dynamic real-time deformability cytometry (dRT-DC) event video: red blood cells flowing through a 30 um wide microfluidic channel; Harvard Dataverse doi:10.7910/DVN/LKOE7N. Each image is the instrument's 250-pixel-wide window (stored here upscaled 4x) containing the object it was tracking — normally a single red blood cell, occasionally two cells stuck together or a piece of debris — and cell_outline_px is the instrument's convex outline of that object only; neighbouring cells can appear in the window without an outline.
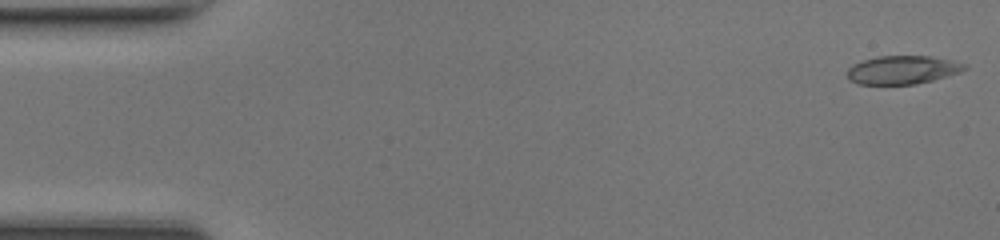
{"species": "common noctule bat (a hibernating species)", "species_latin": "Nyctalus noctula", "temperature_condition": "room temperature", "stored_images_in_passage": 48, "segment_of_instrument_passage": [1, 2], "camera_frame_rate_fps": 3000, "um_per_image_px": 0.085, "animal": {"sex": "female", "body_mass_g": 17.0, "forearm_length_mm": 48.0}, "frame": {"image": 1, "passage_image": 1, "time_ms": 0.0, "image_size_px": [1000, 240], "cell_outline_px": [[968, 68], [960, 72], [932, 80], [916, 84], [860, 84], [848, 80], [848, 68], [852, 64], [876, 56], [928, 56], [968, 64]], "centroid_in_image_um": [76.7, 5.94], "position_along_channel_um": 8.3, "area_um2": 19.31}}
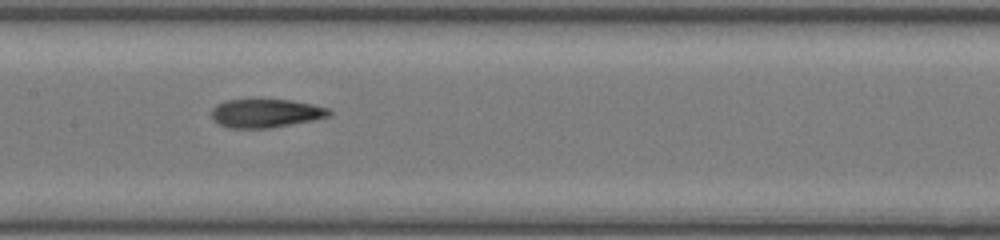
{"frame": {"image": 2, "passage_image": 23, "time_ms": 7.333, "image_size_px": [1000, 240], "cell_outline_px": [[332, 112], [328, 116], [312, 120], [268, 128], [228, 128], [212, 120], [212, 108], [216, 104], [224, 100], [292, 100], [312, 104], [328, 108]], "centroid_in_image_um": [22.55, 9.62], "position_along_channel_um": 184.9, "area_um2": 19.42}}
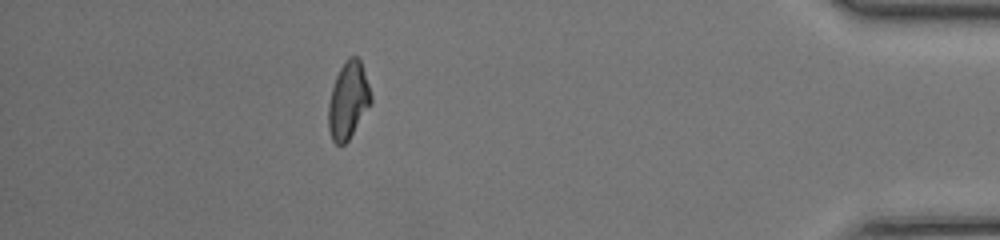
{"frame": {"image": 3, "passage_image": 42, "time_ms": 13.667, "image_size_px": [1000, 240], "cell_outline_px": [[372, 104], [348, 140], [340, 148], [332, 140], [328, 128], [328, 104], [332, 88], [336, 76], [344, 60], [348, 56], [356, 56], [360, 60], [372, 96]], "centroid_in_image_um": [29.59, 8.55], "position_along_channel_um": 405.6, "area_um2": 19.25}}